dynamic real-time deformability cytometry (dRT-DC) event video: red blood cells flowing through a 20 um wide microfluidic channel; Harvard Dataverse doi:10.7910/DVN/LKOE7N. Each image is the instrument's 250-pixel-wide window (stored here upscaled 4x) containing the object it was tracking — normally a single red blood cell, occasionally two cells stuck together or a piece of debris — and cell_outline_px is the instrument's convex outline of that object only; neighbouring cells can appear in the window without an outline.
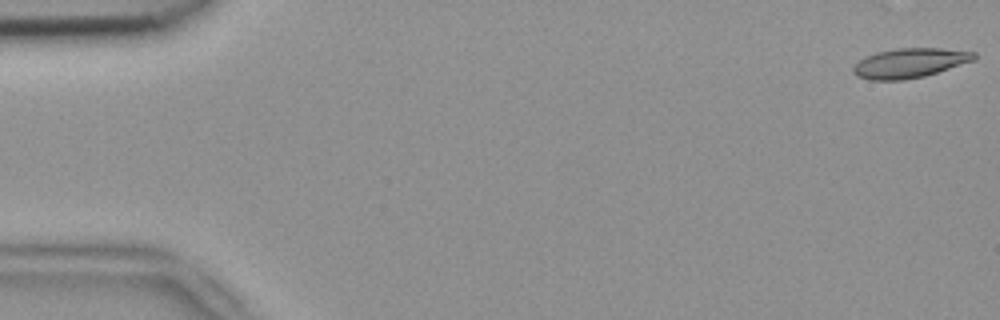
{"species": "common noctule bat (a hibernating species)", "species_latin": "Nyctalus noctula", "temperature_condition": "room temperature", "stored_images_in_passage": 5, "camera_frame_rate_fps": 3000, "um_per_image_px": 0.085, "animal": {"sex": "female", "body_mass_g": 18.4}, "frame": {"image": 1, "passage_image": 1, "time_ms": 0.0, "image_size_px": [1000, 320], "cell_outline_px": [[976, 60], [924, 76], [904, 80], [868, 80], [856, 76], [852, 72], [852, 68], [860, 60], [876, 52], [896, 48], [940, 48], [976, 52]], "centroid_in_image_um": [77.33, 5.36], "position_along_channel_um": 7.7, "area_um2": 20.87}}
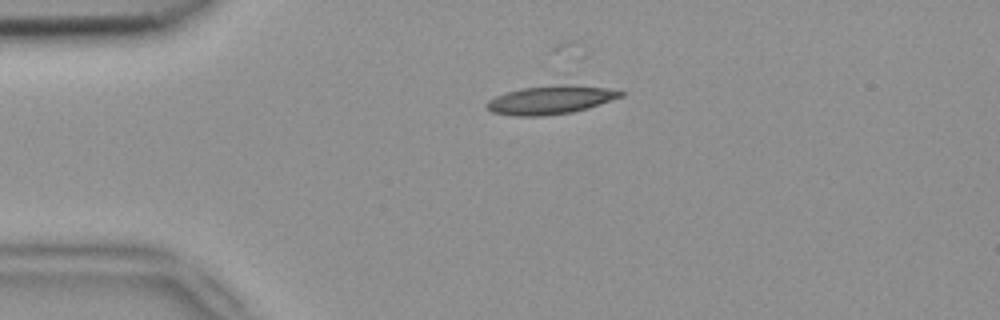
{"frame": {"image": 2, "passage_image": 4, "time_ms": 1.0, "image_size_px": [1000, 320], "cell_outline_px": [[624, 96], [588, 108], [572, 112], [540, 116], [516, 116], [492, 112], [484, 104], [488, 100], [496, 96], [520, 88], [564, 84], [572, 84], [608, 88], [624, 92]], "centroid_in_image_um": [46.81, 8.48], "position_along_channel_um": 38.2, "area_um2": 22.2}}